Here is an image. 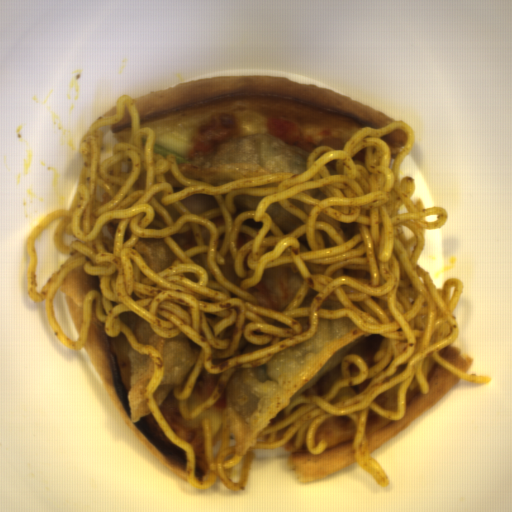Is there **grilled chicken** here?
I'll return each mask as SVG.
<instances>
[{
    "label": "grilled chicken",
    "mask_w": 512,
    "mask_h": 512,
    "mask_svg": "<svg viewBox=\"0 0 512 512\" xmlns=\"http://www.w3.org/2000/svg\"><path fill=\"white\" fill-rule=\"evenodd\" d=\"M294 145L306 150L310 154L311 151L318 146H328L333 149L342 150L346 144L342 140L332 137V138H327L318 144L313 143L311 141L304 140V139H298Z\"/></svg>",
    "instance_id": "grilled-chicken-2"
},
{
    "label": "grilled chicken",
    "mask_w": 512,
    "mask_h": 512,
    "mask_svg": "<svg viewBox=\"0 0 512 512\" xmlns=\"http://www.w3.org/2000/svg\"><path fill=\"white\" fill-rule=\"evenodd\" d=\"M240 127L237 119L228 115L200 126L189 148L190 159L202 157L226 140L238 137Z\"/></svg>",
    "instance_id": "grilled-chicken-1"
}]
</instances>
